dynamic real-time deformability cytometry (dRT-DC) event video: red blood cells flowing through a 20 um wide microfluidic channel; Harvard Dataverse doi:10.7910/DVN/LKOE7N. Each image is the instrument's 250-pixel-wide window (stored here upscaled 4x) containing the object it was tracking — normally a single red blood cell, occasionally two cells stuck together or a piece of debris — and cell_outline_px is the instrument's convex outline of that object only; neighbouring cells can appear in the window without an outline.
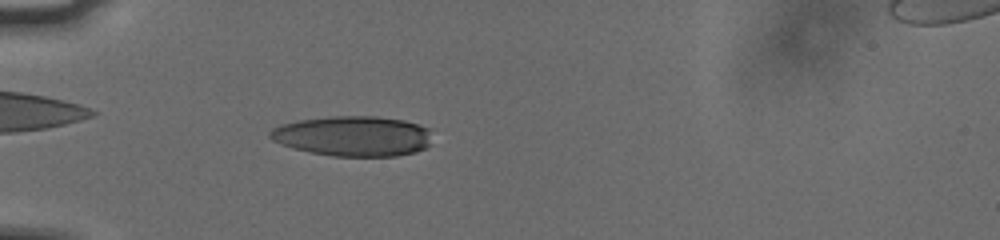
{"species": "human", "species_latin": "Homo sapiens", "temperature_condition": "cold", "stored_images_in_passage": 40, "camera_frame_rate_fps": 3000, "um_per_image_px": 0.085, "donor": {"sex": "male"}, "frame": {"image": 1, "passage_image": 2, "time_ms": 0.333, "image_size_px": [1000, 240], "cell_outline_px": [[432, 128], [428, 144], [424, 148], [416, 152], [396, 156], [332, 156], [312, 152], [280, 144], [272, 140], [268, 136], [268, 132], [272, 128], [280, 124], [296, 120], [328, 116], [376, 116], [404, 120], [420, 124]], "centroid_in_image_um": [30.01, 11.55], "position_along_channel_um": 55.0, "area_um2": 38.32}}
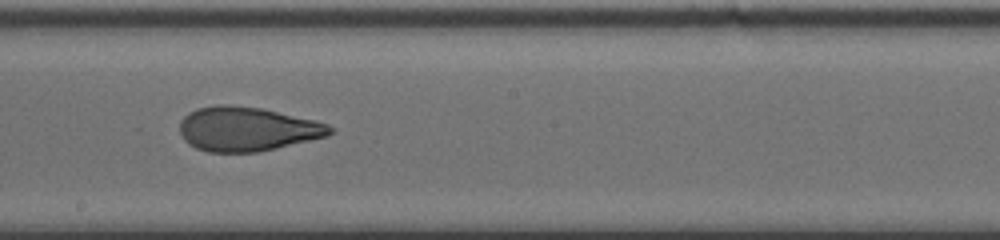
{"frame": {"image": 2, "passage_image": 17, "time_ms": 5.333, "image_size_px": [1000, 240], "cell_outline_px": [[336, 132], [328, 136], [260, 152], [208, 152], [196, 148], [188, 144], [184, 140], [180, 132], [180, 120], [188, 112], [196, 108], [216, 104], [228, 104], [264, 108], [328, 124]], "centroid_in_image_um": [20.99, 10.96], "position_along_channel_um": 227.2, "area_um2": 39.07}}
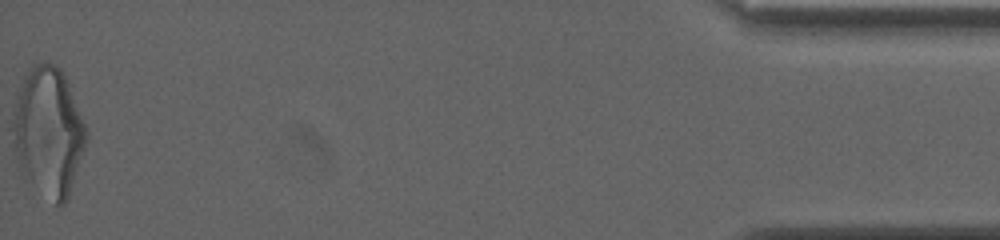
{"frame": {"image": 3, "passage_image": 40, "time_ms": 13.0, "image_size_px": [1000, 240], "cell_outline_px": [[88, 140], [68, 200], [64, 204], [56, 204], [24, 180], [16, 156], [12, 128], [12, 112], [24, 76], [32, 64], [44, 60], [56, 64], [60, 68], [64, 76], [88, 132]], "centroid_in_image_um": [4.11, 11.22], "position_along_channel_um": 431.1, "area_um2": 55.43}, "authors_computed_cell_mechanics": {"area_um2": 39.2462, "velocity_mm_per_s": 3.7664, "shape_relaxation_time_tau1_ms": 4.5048, "shape_relaxation_time_tau2_ms": 1.4802, "deformation_change_tau1": 0.1822, "deformation_change_tau2": 0.0915}}